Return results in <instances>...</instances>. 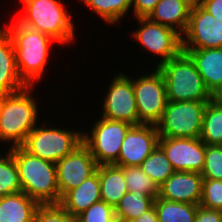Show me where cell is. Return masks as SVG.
Instances as JSON below:
<instances>
[{
	"mask_svg": "<svg viewBox=\"0 0 222 222\" xmlns=\"http://www.w3.org/2000/svg\"><path fill=\"white\" fill-rule=\"evenodd\" d=\"M10 151L18 168L21 192L40 205L59 204L56 164L30 154L22 146Z\"/></svg>",
	"mask_w": 222,
	"mask_h": 222,
	"instance_id": "6da1fadb",
	"label": "cell"
},
{
	"mask_svg": "<svg viewBox=\"0 0 222 222\" xmlns=\"http://www.w3.org/2000/svg\"><path fill=\"white\" fill-rule=\"evenodd\" d=\"M14 50L16 67L21 80L31 88L41 78L49 55V43L53 37L21 25L18 21L7 28Z\"/></svg>",
	"mask_w": 222,
	"mask_h": 222,
	"instance_id": "7a4b0ae2",
	"label": "cell"
},
{
	"mask_svg": "<svg viewBox=\"0 0 222 222\" xmlns=\"http://www.w3.org/2000/svg\"><path fill=\"white\" fill-rule=\"evenodd\" d=\"M156 68L164 78L168 101H210L214 98L194 62L185 52L182 51Z\"/></svg>",
	"mask_w": 222,
	"mask_h": 222,
	"instance_id": "3957f363",
	"label": "cell"
},
{
	"mask_svg": "<svg viewBox=\"0 0 222 222\" xmlns=\"http://www.w3.org/2000/svg\"><path fill=\"white\" fill-rule=\"evenodd\" d=\"M30 86L13 94H5L0 104V140L22 146L28 134L36 127L38 116Z\"/></svg>",
	"mask_w": 222,
	"mask_h": 222,
	"instance_id": "277c9868",
	"label": "cell"
},
{
	"mask_svg": "<svg viewBox=\"0 0 222 222\" xmlns=\"http://www.w3.org/2000/svg\"><path fill=\"white\" fill-rule=\"evenodd\" d=\"M22 1L26 13L17 19L21 25L47 34L61 44L72 41L75 28L59 0Z\"/></svg>",
	"mask_w": 222,
	"mask_h": 222,
	"instance_id": "5b68a950",
	"label": "cell"
},
{
	"mask_svg": "<svg viewBox=\"0 0 222 222\" xmlns=\"http://www.w3.org/2000/svg\"><path fill=\"white\" fill-rule=\"evenodd\" d=\"M208 101H168L156 124L159 137L200 138Z\"/></svg>",
	"mask_w": 222,
	"mask_h": 222,
	"instance_id": "8992f818",
	"label": "cell"
},
{
	"mask_svg": "<svg viewBox=\"0 0 222 222\" xmlns=\"http://www.w3.org/2000/svg\"><path fill=\"white\" fill-rule=\"evenodd\" d=\"M82 134L80 131L35 127L22 147L32 155L56 164L82 144Z\"/></svg>",
	"mask_w": 222,
	"mask_h": 222,
	"instance_id": "52a82bcc",
	"label": "cell"
},
{
	"mask_svg": "<svg viewBox=\"0 0 222 222\" xmlns=\"http://www.w3.org/2000/svg\"><path fill=\"white\" fill-rule=\"evenodd\" d=\"M131 126L125 121L102 117L92 128L91 134H82V143L90 150L98 165L114 164L118 160L126 132Z\"/></svg>",
	"mask_w": 222,
	"mask_h": 222,
	"instance_id": "ba28073f",
	"label": "cell"
},
{
	"mask_svg": "<svg viewBox=\"0 0 222 222\" xmlns=\"http://www.w3.org/2000/svg\"><path fill=\"white\" fill-rule=\"evenodd\" d=\"M132 82L139 124L156 125L168 102L162 73L156 68L155 72Z\"/></svg>",
	"mask_w": 222,
	"mask_h": 222,
	"instance_id": "9c48e42d",
	"label": "cell"
},
{
	"mask_svg": "<svg viewBox=\"0 0 222 222\" xmlns=\"http://www.w3.org/2000/svg\"><path fill=\"white\" fill-rule=\"evenodd\" d=\"M184 36L182 49L222 48V22L216 21L199 3L192 5Z\"/></svg>",
	"mask_w": 222,
	"mask_h": 222,
	"instance_id": "30bf717a",
	"label": "cell"
},
{
	"mask_svg": "<svg viewBox=\"0 0 222 222\" xmlns=\"http://www.w3.org/2000/svg\"><path fill=\"white\" fill-rule=\"evenodd\" d=\"M142 25L133 32L135 39L154 54L162 56L157 67L182 52V35L167 26L151 21L147 17L137 18Z\"/></svg>",
	"mask_w": 222,
	"mask_h": 222,
	"instance_id": "8fae6325",
	"label": "cell"
},
{
	"mask_svg": "<svg viewBox=\"0 0 222 222\" xmlns=\"http://www.w3.org/2000/svg\"><path fill=\"white\" fill-rule=\"evenodd\" d=\"M102 117L140 125L132 77L121 73L113 79L103 104Z\"/></svg>",
	"mask_w": 222,
	"mask_h": 222,
	"instance_id": "7c38bea8",
	"label": "cell"
},
{
	"mask_svg": "<svg viewBox=\"0 0 222 222\" xmlns=\"http://www.w3.org/2000/svg\"><path fill=\"white\" fill-rule=\"evenodd\" d=\"M98 164L82 143L71 154L56 163L60 197L75 189L97 171Z\"/></svg>",
	"mask_w": 222,
	"mask_h": 222,
	"instance_id": "4fadbf2b",
	"label": "cell"
},
{
	"mask_svg": "<svg viewBox=\"0 0 222 222\" xmlns=\"http://www.w3.org/2000/svg\"><path fill=\"white\" fill-rule=\"evenodd\" d=\"M159 133L156 125H132L126 132L114 165L120 167L140 166L158 146Z\"/></svg>",
	"mask_w": 222,
	"mask_h": 222,
	"instance_id": "5bb4252c",
	"label": "cell"
},
{
	"mask_svg": "<svg viewBox=\"0 0 222 222\" xmlns=\"http://www.w3.org/2000/svg\"><path fill=\"white\" fill-rule=\"evenodd\" d=\"M158 145L175 171L202 172L206 144L200 138L159 137Z\"/></svg>",
	"mask_w": 222,
	"mask_h": 222,
	"instance_id": "9a60e30c",
	"label": "cell"
},
{
	"mask_svg": "<svg viewBox=\"0 0 222 222\" xmlns=\"http://www.w3.org/2000/svg\"><path fill=\"white\" fill-rule=\"evenodd\" d=\"M201 173L175 171L160 187L159 197L167 201L199 205L202 197Z\"/></svg>",
	"mask_w": 222,
	"mask_h": 222,
	"instance_id": "2e32d148",
	"label": "cell"
},
{
	"mask_svg": "<svg viewBox=\"0 0 222 222\" xmlns=\"http://www.w3.org/2000/svg\"><path fill=\"white\" fill-rule=\"evenodd\" d=\"M194 62L209 92L222 97V48L182 49Z\"/></svg>",
	"mask_w": 222,
	"mask_h": 222,
	"instance_id": "e0dca14e",
	"label": "cell"
},
{
	"mask_svg": "<svg viewBox=\"0 0 222 222\" xmlns=\"http://www.w3.org/2000/svg\"><path fill=\"white\" fill-rule=\"evenodd\" d=\"M101 201L100 179L98 171L88 177L82 184L68 191L59 205L72 217L76 218L92 204Z\"/></svg>",
	"mask_w": 222,
	"mask_h": 222,
	"instance_id": "ac0fdd59",
	"label": "cell"
},
{
	"mask_svg": "<svg viewBox=\"0 0 222 222\" xmlns=\"http://www.w3.org/2000/svg\"><path fill=\"white\" fill-rule=\"evenodd\" d=\"M26 87L17 71L11 37L5 29H0V93L13 94Z\"/></svg>",
	"mask_w": 222,
	"mask_h": 222,
	"instance_id": "d6986e66",
	"label": "cell"
},
{
	"mask_svg": "<svg viewBox=\"0 0 222 222\" xmlns=\"http://www.w3.org/2000/svg\"><path fill=\"white\" fill-rule=\"evenodd\" d=\"M191 7L187 0H160L147 18L181 35L188 26Z\"/></svg>",
	"mask_w": 222,
	"mask_h": 222,
	"instance_id": "ffe728a7",
	"label": "cell"
},
{
	"mask_svg": "<svg viewBox=\"0 0 222 222\" xmlns=\"http://www.w3.org/2000/svg\"><path fill=\"white\" fill-rule=\"evenodd\" d=\"M100 179L101 201L114 209L121 198L128 192L123 169L114 164H103L97 167Z\"/></svg>",
	"mask_w": 222,
	"mask_h": 222,
	"instance_id": "44dd1931",
	"label": "cell"
},
{
	"mask_svg": "<svg viewBox=\"0 0 222 222\" xmlns=\"http://www.w3.org/2000/svg\"><path fill=\"white\" fill-rule=\"evenodd\" d=\"M40 204L24 192L0 198V222H33Z\"/></svg>",
	"mask_w": 222,
	"mask_h": 222,
	"instance_id": "7402d4cb",
	"label": "cell"
},
{
	"mask_svg": "<svg viewBox=\"0 0 222 222\" xmlns=\"http://www.w3.org/2000/svg\"><path fill=\"white\" fill-rule=\"evenodd\" d=\"M200 139L206 145H222V97L208 101Z\"/></svg>",
	"mask_w": 222,
	"mask_h": 222,
	"instance_id": "603a6c76",
	"label": "cell"
},
{
	"mask_svg": "<svg viewBox=\"0 0 222 222\" xmlns=\"http://www.w3.org/2000/svg\"><path fill=\"white\" fill-rule=\"evenodd\" d=\"M155 199L139 191L127 192L115 208L116 222H130L154 206Z\"/></svg>",
	"mask_w": 222,
	"mask_h": 222,
	"instance_id": "cb8c5ba5",
	"label": "cell"
},
{
	"mask_svg": "<svg viewBox=\"0 0 222 222\" xmlns=\"http://www.w3.org/2000/svg\"><path fill=\"white\" fill-rule=\"evenodd\" d=\"M154 207L158 222H194L198 205L167 201L158 196Z\"/></svg>",
	"mask_w": 222,
	"mask_h": 222,
	"instance_id": "d4e9b609",
	"label": "cell"
},
{
	"mask_svg": "<svg viewBox=\"0 0 222 222\" xmlns=\"http://www.w3.org/2000/svg\"><path fill=\"white\" fill-rule=\"evenodd\" d=\"M140 167L158 187L175 172L170 160L159 145L141 163Z\"/></svg>",
	"mask_w": 222,
	"mask_h": 222,
	"instance_id": "484cf974",
	"label": "cell"
},
{
	"mask_svg": "<svg viewBox=\"0 0 222 222\" xmlns=\"http://www.w3.org/2000/svg\"><path fill=\"white\" fill-rule=\"evenodd\" d=\"M7 153L0 155V198L21 192L18 168L11 151Z\"/></svg>",
	"mask_w": 222,
	"mask_h": 222,
	"instance_id": "4316f807",
	"label": "cell"
},
{
	"mask_svg": "<svg viewBox=\"0 0 222 222\" xmlns=\"http://www.w3.org/2000/svg\"><path fill=\"white\" fill-rule=\"evenodd\" d=\"M90 6L107 23H117L127 14L131 7V0H81Z\"/></svg>",
	"mask_w": 222,
	"mask_h": 222,
	"instance_id": "83f0119b",
	"label": "cell"
},
{
	"mask_svg": "<svg viewBox=\"0 0 222 222\" xmlns=\"http://www.w3.org/2000/svg\"><path fill=\"white\" fill-rule=\"evenodd\" d=\"M128 192H142L156 199L159 187L147 176L140 166L122 167Z\"/></svg>",
	"mask_w": 222,
	"mask_h": 222,
	"instance_id": "f1b7e54d",
	"label": "cell"
},
{
	"mask_svg": "<svg viewBox=\"0 0 222 222\" xmlns=\"http://www.w3.org/2000/svg\"><path fill=\"white\" fill-rule=\"evenodd\" d=\"M203 180H222V145H206Z\"/></svg>",
	"mask_w": 222,
	"mask_h": 222,
	"instance_id": "f546056e",
	"label": "cell"
},
{
	"mask_svg": "<svg viewBox=\"0 0 222 222\" xmlns=\"http://www.w3.org/2000/svg\"><path fill=\"white\" fill-rule=\"evenodd\" d=\"M76 222H116L115 209L106 202L99 201L78 215Z\"/></svg>",
	"mask_w": 222,
	"mask_h": 222,
	"instance_id": "4dcf8cb0",
	"label": "cell"
},
{
	"mask_svg": "<svg viewBox=\"0 0 222 222\" xmlns=\"http://www.w3.org/2000/svg\"><path fill=\"white\" fill-rule=\"evenodd\" d=\"M199 205L208 209L222 210V180H203Z\"/></svg>",
	"mask_w": 222,
	"mask_h": 222,
	"instance_id": "1f68e13d",
	"label": "cell"
},
{
	"mask_svg": "<svg viewBox=\"0 0 222 222\" xmlns=\"http://www.w3.org/2000/svg\"><path fill=\"white\" fill-rule=\"evenodd\" d=\"M33 222H76L59 204L40 205Z\"/></svg>",
	"mask_w": 222,
	"mask_h": 222,
	"instance_id": "d6a6232c",
	"label": "cell"
},
{
	"mask_svg": "<svg viewBox=\"0 0 222 222\" xmlns=\"http://www.w3.org/2000/svg\"><path fill=\"white\" fill-rule=\"evenodd\" d=\"M160 0H131L136 18L148 17Z\"/></svg>",
	"mask_w": 222,
	"mask_h": 222,
	"instance_id": "836d02e7",
	"label": "cell"
},
{
	"mask_svg": "<svg viewBox=\"0 0 222 222\" xmlns=\"http://www.w3.org/2000/svg\"><path fill=\"white\" fill-rule=\"evenodd\" d=\"M194 222H222V210L208 209L198 205Z\"/></svg>",
	"mask_w": 222,
	"mask_h": 222,
	"instance_id": "e575fe53",
	"label": "cell"
},
{
	"mask_svg": "<svg viewBox=\"0 0 222 222\" xmlns=\"http://www.w3.org/2000/svg\"><path fill=\"white\" fill-rule=\"evenodd\" d=\"M199 4L208 11L216 21L222 22V0H200Z\"/></svg>",
	"mask_w": 222,
	"mask_h": 222,
	"instance_id": "d590c367",
	"label": "cell"
},
{
	"mask_svg": "<svg viewBox=\"0 0 222 222\" xmlns=\"http://www.w3.org/2000/svg\"><path fill=\"white\" fill-rule=\"evenodd\" d=\"M130 222H158L157 212L153 206L149 211L143 213L140 217Z\"/></svg>",
	"mask_w": 222,
	"mask_h": 222,
	"instance_id": "8d00e7d4",
	"label": "cell"
},
{
	"mask_svg": "<svg viewBox=\"0 0 222 222\" xmlns=\"http://www.w3.org/2000/svg\"><path fill=\"white\" fill-rule=\"evenodd\" d=\"M188 2H190L192 5H196L200 2V0H187Z\"/></svg>",
	"mask_w": 222,
	"mask_h": 222,
	"instance_id": "74e56055",
	"label": "cell"
},
{
	"mask_svg": "<svg viewBox=\"0 0 222 222\" xmlns=\"http://www.w3.org/2000/svg\"><path fill=\"white\" fill-rule=\"evenodd\" d=\"M3 95H4V94H1V93H0V104H1V101H2Z\"/></svg>",
	"mask_w": 222,
	"mask_h": 222,
	"instance_id": "f35d334b",
	"label": "cell"
}]
</instances>
